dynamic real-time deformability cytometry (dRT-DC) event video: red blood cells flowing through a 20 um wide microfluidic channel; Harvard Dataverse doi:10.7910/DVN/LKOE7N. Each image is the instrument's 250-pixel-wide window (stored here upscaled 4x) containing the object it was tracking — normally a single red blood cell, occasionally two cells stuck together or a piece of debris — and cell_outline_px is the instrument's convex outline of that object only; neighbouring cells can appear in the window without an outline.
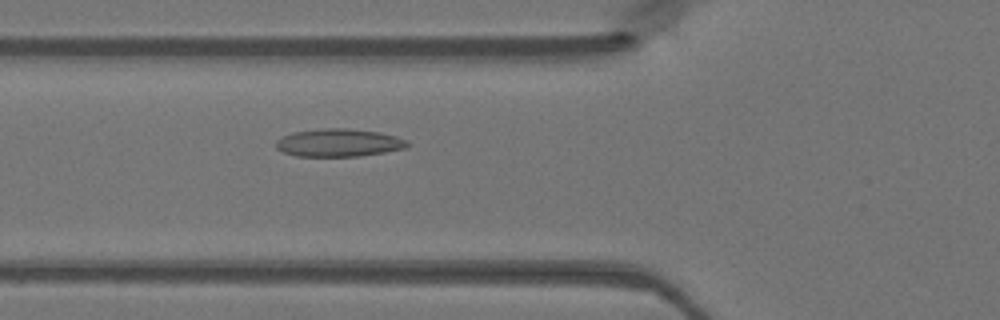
{"species": "Egyptian fruit bat (a non-hibernating species)", "species_latin": "Rousettus aegyptiacus", "temperature_condition": "warm", "stored_images_in_passage": 38, "camera_frame_rate_fps": 3000, "um_per_image_px": 0.085, "animal": {"sex": "female"}, "frame": {"image": 1, "passage_image": 8, "time_ms": 2.333, "image_size_px": [1000, 320], "cell_outline_px": [[408, 148], [360, 156], [296, 156], [284, 152], [276, 148], [276, 140], [292, 132], [324, 128], [348, 128], [380, 132], [396, 136], [408, 140]], "centroid_in_image_um": [28.82, 12.13], "position_along_channel_um": 97.0, "area_um2": 21.39}}
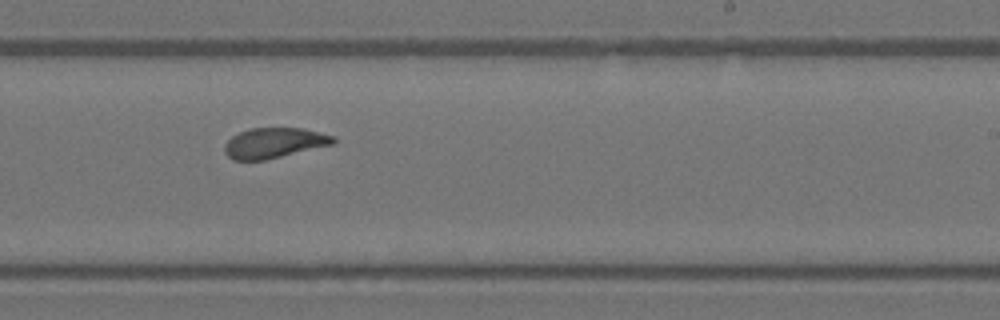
{"frame": {"image": 2, "passage_image": 20, "time_ms": 6.333, "image_size_px": [1000, 320], "cell_outline_px": [[336, 140], [332, 144], [264, 160], [232, 160], [224, 152], [224, 144], [232, 136], [240, 132], [252, 128], [304, 128], [336, 136]], "centroid_in_image_um": [23.29, 12.14], "position_along_channel_um": 265.7, "area_um2": 19.07}}
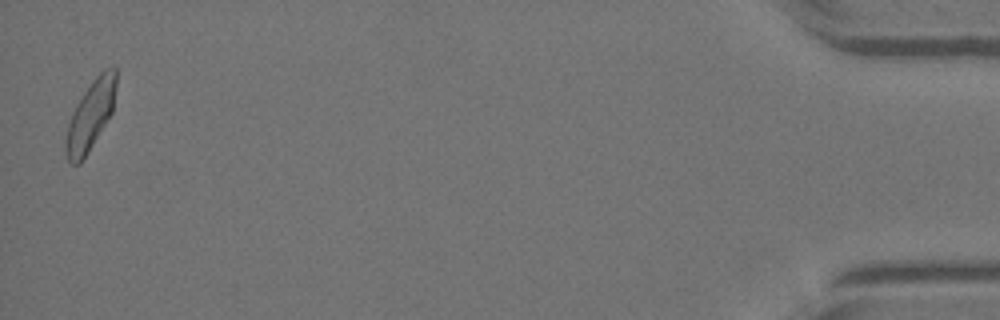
{"frame": {"image": 3, "passage_image": 38, "time_ms": 12.333, "image_size_px": [1000, 320], "cell_outline_px": [[116, 84], [112, 112], [88, 152], [80, 164], [72, 164], [68, 160], [64, 148], [64, 144], [68, 124], [72, 112], [76, 104], [92, 80], [104, 68], [116, 68]], "centroid_in_image_um": [7.67, 9.82], "position_along_channel_um": 427.5, "area_um2": 20.11}}